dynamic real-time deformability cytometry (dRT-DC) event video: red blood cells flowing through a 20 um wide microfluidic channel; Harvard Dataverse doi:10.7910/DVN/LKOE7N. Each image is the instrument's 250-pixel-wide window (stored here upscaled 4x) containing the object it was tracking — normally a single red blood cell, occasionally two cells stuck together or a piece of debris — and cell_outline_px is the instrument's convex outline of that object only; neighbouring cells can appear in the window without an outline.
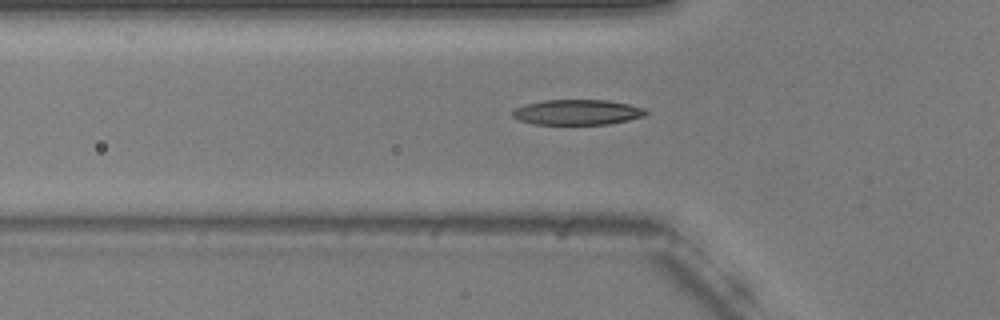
{"species": "common noctule bat (a hibernating species)", "species_latin": "Nyctalus noctula", "temperature_condition": "warm", "stored_images_in_passage": 47, "camera_frame_rate_fps": 3000, "um_per_image_px": 0.085, "animal": {"sex": "male", "body_mass_g": 20.5, "forearm_length_mm": 52.5}, "frame": {"image": 1, "passage_image": 16, "time_ms": 5.0, "image_size_px": [1000, 320], "cell_outline_px": [[648, 112], [644, 116], [628, 120], [608, 124], [532, 124], [520, 120], [512, 116], [512, 112], [516, 108], [524, 104], [544, 100], [608, 100], [628, 104], [644, 108]], "centroid_in_image_um": [49.06, 9.53], "position_along_channel_um": 76.7, "area_um2": 19.59}}
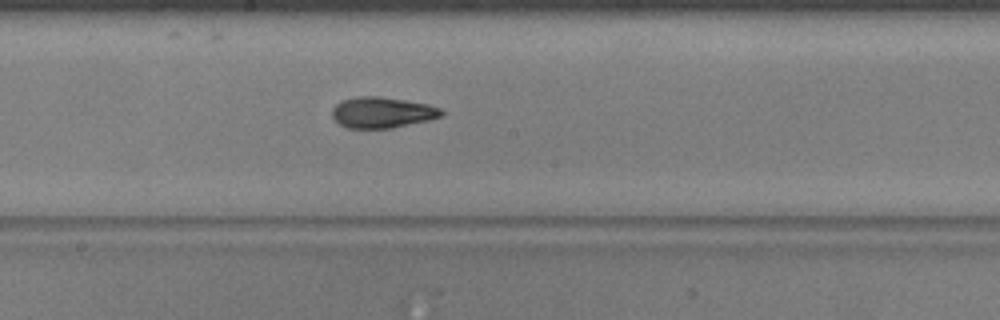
{"frame": {"image": 2, "passage_image": 27, "time_ms": 8.667, "image_size_px": [1000, 320], "cell_outline_px": [[444, 116], [428, 120], [392, 128], [348, 128], [340, 124], [332, 116], [332, 108], [340, 100], [356, 96], [380, 96], [428, 104], [444, 108]], "centroid_in_image_um": [32.51, 9.55], "position_along_channel_um": 215.7, "area_um2": 19.88}}
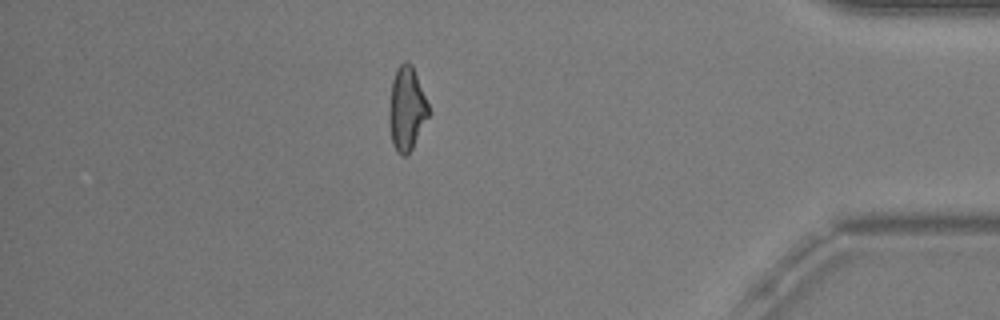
{"frame": {"image": 3, "passage_image": 45, "time_ms": 14.667, "image_size_px": [1000, 320], "cell_outline_px": [[432, 112], [408, 156], [400, 156], [396, 152], [392, 144], [388, 124], [388, 112], [392, 80], [396, 68], [404, 60], [408, 60], [412, 64]], "centroid_in_image_um": [34.57, 9.27], "position_along_channel_um": 400.6, "area_um2": 20.0}, "authors_computed_cell_mechanics": {"area_um2": 19.1896, "velocity_mm_per_s": 3.7591, "shape_relaxation_time_tau1_ms": 4.8346, "shape_relaxation_time_tau2_ms": 2.1091, "deformation_change_tau1": 0.1756, "deformation_change_tau2": 0.1006}}